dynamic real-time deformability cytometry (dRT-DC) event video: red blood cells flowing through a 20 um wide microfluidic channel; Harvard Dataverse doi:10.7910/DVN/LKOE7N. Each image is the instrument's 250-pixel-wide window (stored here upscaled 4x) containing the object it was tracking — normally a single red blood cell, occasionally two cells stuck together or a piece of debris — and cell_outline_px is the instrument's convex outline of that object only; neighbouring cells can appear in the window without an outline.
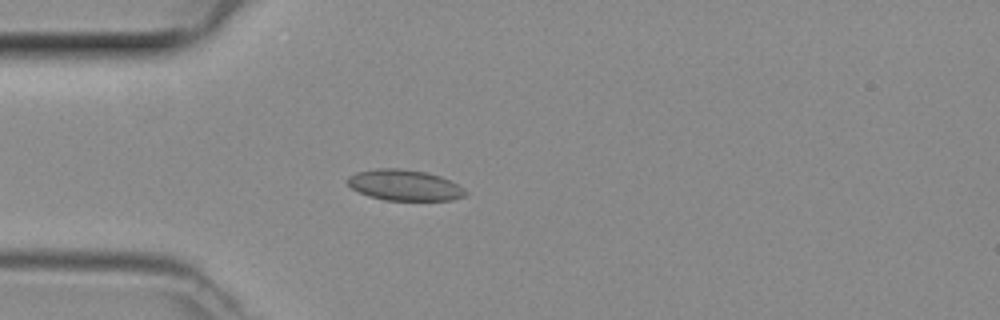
{"species": "common noctule bat (a hibernating species)", "species_latin": "Nyctalus noctula", "temperature_condition": "room temperature", "stored_images_in_passage": 47, "camera_frame_rate_fps": 3000, "um_per_image_px": 0.085, "animal": {"sex": "female", "body_mass_g": 29.2, "forearm_length_mm": 56.3}, "frame": {"image": 1, "passage_image": 12, "time_ms": 3.667, "image_size_px": [1000, 320], "cell_outline_px": [[468, 192], [464, 196], [452, 200], [384, 200], [368, 196], [352, 188], [344, 180], [348, 176], [356, 172], [376, 168], [400, 168], [424, 172], [440, 176], [464, 188]], "centroid_in_image_um": [34.34, 15.73], "position_along_channel_um": 50.7, "area_um2": 21.21}}
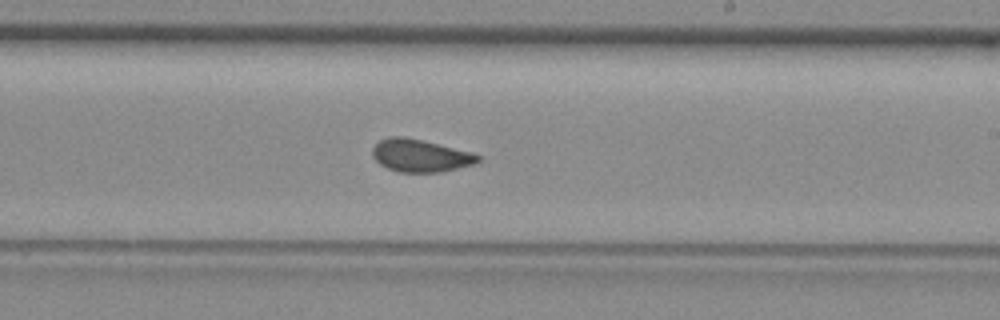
{"frame": {"image": 2, "passage_image": 27, "time_ms": 8.667, "image_size_px": [1000, 320], "cell_outline_px": [[480, 160], [476, 164], [440, 172], [400, 172], [388, 168], [380, 164], [372, 156], [372, 148], [380, 140], [392, 136], [404, 136], [472, 152], [480, 156]], "centroid_in_image_um": [35.73, 13.23], "position_along_channel_um": 253.3, "area_um2": 19.94}}
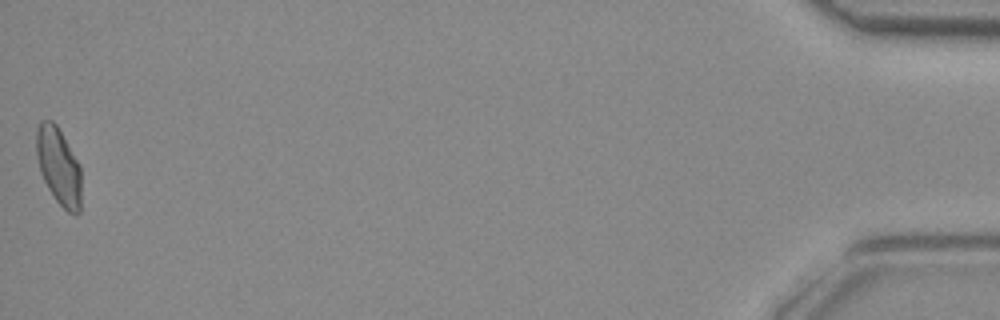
{"frame": {"image": 3, "passage_image": 47, "time_ms": 15.333, "image_size_px": [1000, 320], "cell_outline_px": [[80, 212], [76, 216], [68, 212], [56, 200], [48, 188], [40, 172], [36, 156], [36, 128], [40, 120], [52, 120], [56, 124], [80, 164]], "centroid_in_image_um": [4.97, 14.11], "position_along_channel_um": 430.2, "area_um2": 20.29}}